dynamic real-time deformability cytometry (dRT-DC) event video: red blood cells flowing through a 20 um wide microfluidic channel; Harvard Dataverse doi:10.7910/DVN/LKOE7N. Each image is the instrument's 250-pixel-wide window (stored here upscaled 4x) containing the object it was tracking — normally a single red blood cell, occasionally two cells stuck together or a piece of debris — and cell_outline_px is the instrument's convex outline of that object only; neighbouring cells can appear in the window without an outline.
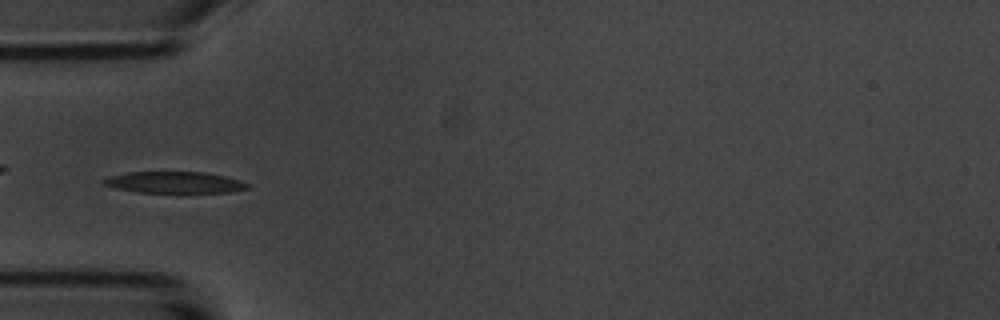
{"species": "common noctule bat (a hibernating species)", "species_latin": "Nyctalus noctula", "temperature_condition": "room temperature", "stored_images_in_passage": 13, "camera_frame_rate_fps": 3000, "um_per_image_px": 0.085, "animal": {"sex": "male", "body_mass_g": 20.1, "forearm_length_mm": 53.5}, "frame": {"image": 1, "passage_image": 3, "time_ms": 2.333, "image_size_px": [1000, 320], "cell_outline_px": [[248, 188], [232, 192], [136, 192], [116, 188], [100, 184], [100, 180], [108, 176], [128, 172], [204, 172], [224, 176], [248, 184]], "centroid_in_image_um": [14.72, 15.5], "position_along_channel_um": 70.3, "area_um2": 17.86}}
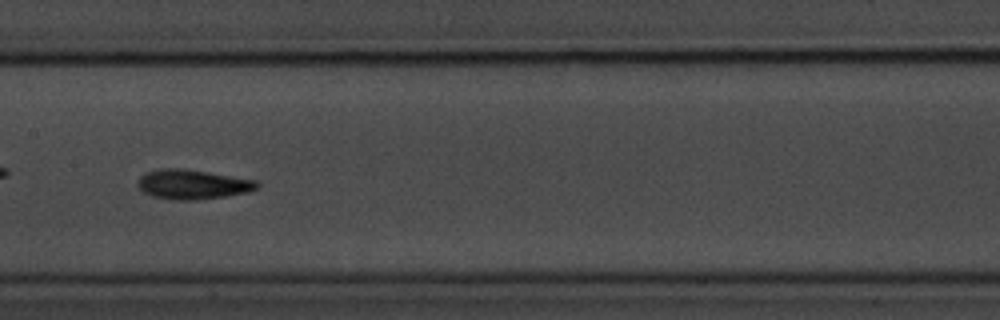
{"frame": {"image": 2, "passage_image": 6, "time_ms": 5.667, "image_size_px": [1000, 320], "cell_outline_px": [[260, 184], [256, 188], [248, 192], [224, 196], [196, 200], [172, 200], [152, 196], [144, 192], [136, 184], [140, 176], [148, 172], [160, 168], [180, 168], [208, 172], [256, 180]], "centroid_in_image_um": [16.35, 15.67], "position_along_channel_um": 191.1, "area_um2": 20.46}}
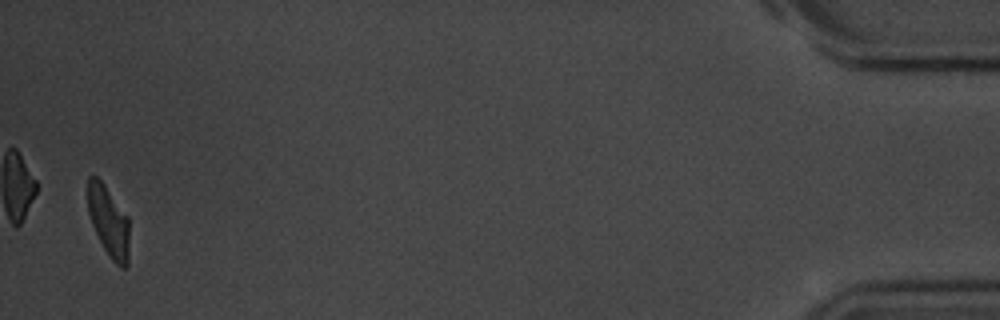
{"frame": {"image": 3, "passage_image": 13, "time_ms": 14.667, "image_size_px": [1000, 320], "cell_outline_px": [[128, 264], [124, 268], [120, 268], [112, 260], [104, 248], [92, 224], [88, 212], [88, 176], [96, 176], [104, 184], [128, 216]], "centroid_in_image_um": [9.24, 18.81], "position_along_channel_um": 426.0, "area_um2": 16.88}, "authors_computed_cell_mechanics": {"area_um2": 18.4382, "velocity_mm_per_s": 3.6085, "shape_relaxation_time_tau1_ms": 2.2736, "shape_relaxation_time_tau2_ms": 2.9679, "deformation_change_tau1": 0.1213, "deformation_change_tau2": 0.0874}}